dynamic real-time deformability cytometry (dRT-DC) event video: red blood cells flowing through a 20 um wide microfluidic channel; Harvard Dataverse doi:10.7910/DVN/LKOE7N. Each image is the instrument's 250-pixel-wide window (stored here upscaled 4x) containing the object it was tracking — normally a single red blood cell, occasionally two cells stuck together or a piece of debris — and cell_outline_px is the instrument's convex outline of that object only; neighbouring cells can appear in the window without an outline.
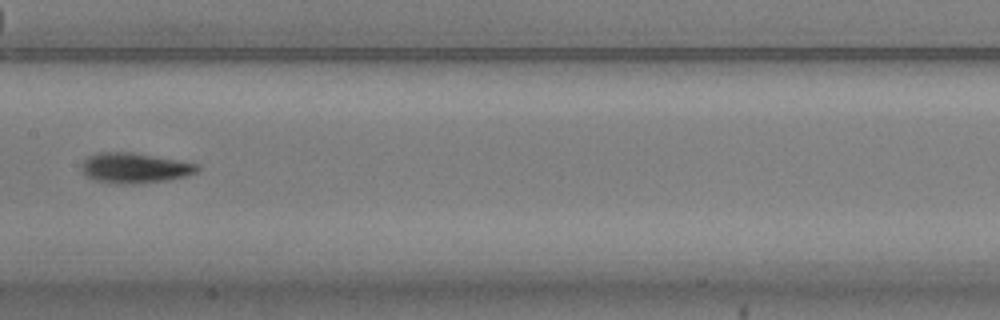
{"species": "common noctule bat (a hibernating species)", "species_latin": "Nyctalus noctula", "temperature_condition": "warm", "stored_images_in_passage": 6, "camera_frame_rate_fps": 3000, "um_per_image_px": 0.085, "animal": {"sex": "male", "body_mass_g": 20.5, "forearm_length_mm": 52.5}, "frame": {"image": 1, "passage_image": 6, "time_ms": 1.667, "image_size_px": [1000, 320], "cell_outline_px": [[200, 168], [196, 172], [184, 176], [168, 180], [132, 184], [116, 184], [96, 180], [88, 176], [80, 168], [84, 160], [88, 156], [96, 152], [132, 152], [156, 156], [200, 164]], "centroid_in_image_um": [11.45, 14.27], "position_along_channel_um": 195.9, "area_um2": 20.4}}